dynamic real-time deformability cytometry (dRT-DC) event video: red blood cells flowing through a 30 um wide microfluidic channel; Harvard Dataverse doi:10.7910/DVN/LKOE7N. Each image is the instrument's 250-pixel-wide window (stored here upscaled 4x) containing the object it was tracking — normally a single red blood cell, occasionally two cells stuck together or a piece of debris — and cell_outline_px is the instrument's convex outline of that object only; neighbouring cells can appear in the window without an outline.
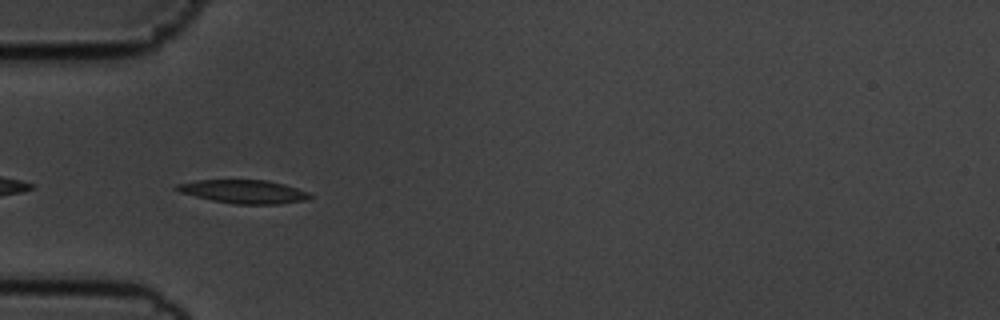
{"species": "common noctule bat (a hibernating species)", "species_latin": "Nyctalus noctula", "temperature_condition": "cold", "stored_images_in_passage": 10, "camera_frame_rate_fps": 3000, "um_per_image_px": 0.085, "animal": {"sex": "male", "body_mass_g": 19.5, "forearm_length_mm": 54.6}, "frame": {"image": 1, "passage_image": 2, "time_ms": 0.333, "image_size_px": [1000, 320], "cell_outline_px": [[312, 196], [308, 200], [280, 204], [232, 204], [212, 200], [180, 192], [172, 188], [176, 184], [196, 180], [268, 180], [284, 184], [308, 192]], "centroid_in_image_um": [20.71, 16.29], "position_along_channel_um": 64.3, "area_um2": 18.26}}
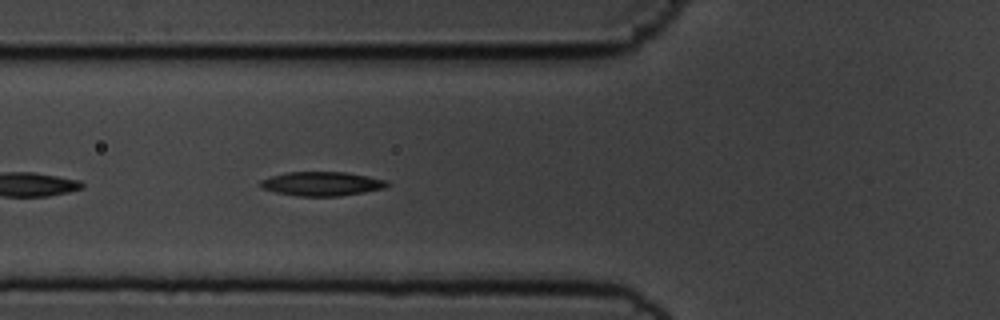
{"frame": {"image": 2, "passage_image": 5, "time_ms": 1.333, "image_size_px": [1000, 320], "cell_outline_px": [[388, 184], [384, 188], [364, 192], [340, 196], [296, 196], [276, 192], [260, 188], [256, 184], [260, 180], [272, 176], [288, 172], [344, 172], [368, 176], [388, 180]], "centroid_in_image_um": [27.31, 15.62], "position_along_channel_um": 98.5, "area_um2": 17.86}}